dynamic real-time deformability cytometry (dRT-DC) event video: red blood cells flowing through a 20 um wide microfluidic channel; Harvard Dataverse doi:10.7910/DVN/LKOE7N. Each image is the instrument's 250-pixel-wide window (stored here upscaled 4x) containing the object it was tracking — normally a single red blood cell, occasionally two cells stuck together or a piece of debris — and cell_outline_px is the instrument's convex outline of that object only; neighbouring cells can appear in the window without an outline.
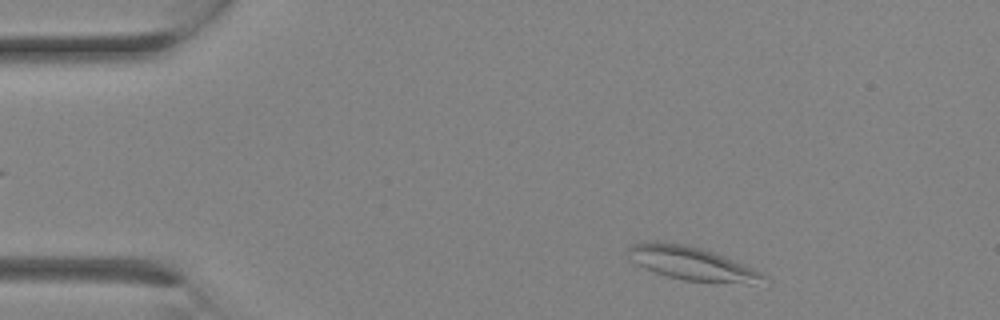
{"species": "Egyptian fruit bat (a non-hibernating species)", "species_latin": "Rousettus aegyptiacus", "temperature_condition": "room temperature", "stored_images_in_passage": 23, "camera_frame_rate_fps": 3000, "um_per_image_px": 0.085, "animal": {"sex": "female"}, "frame": {"image": 1, "passage_image": 1, "time_ms": 0.0, "image_size_px": [1000, 320], "cell_outline_px": [[768, 276], [752, 284], [744, 284], [684, 280], [668, 276], [644, 268], [636, 264], [632, 260], [628, 248], [636, 244], [684, 244], [700, 248], [724, 256], [764, 272]], "centroid_in_image_um": [58.92, 22.44], "position_along_channel_um": 26.1, "area_um2": 25.43}}
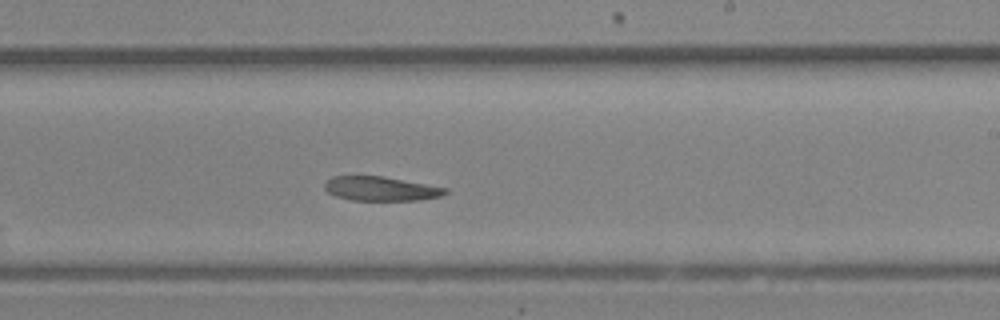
{"frame": {"image": 2, "passage_image": 13, "time_ms": 4.0, "image_size_px": [1000, 320], "cell_outline_px": [[448, 192], [440, 196], [420, 200], [352, 200], [336, 196], [328, 192], [324, 188], [324, 184], [332, 176], [384, 176], [448, 188]], "centroid_in_image_um": [32.38, 16.03], "position_along_channel_um": 256.6, "area_um2": 16.99}}
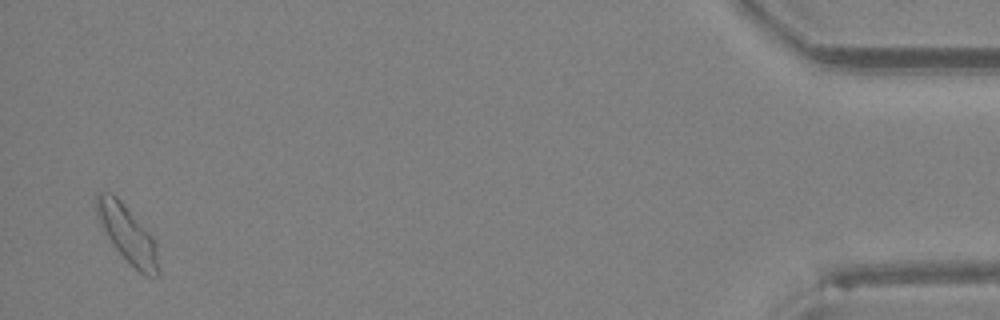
{"frame": {"image": 3, "passage_image": 23, "time_ms": 7.333, "image_size_px": [1000, 320], "cell_outline_px": [[160, 276], [144, 276], [116, 248], [108, 236], [96, 212], [96, 196], [100, 192], [112, 192], [120, 200], [156, 240], [160, 272]], "centroid_in_image_um": [10.89, 19.91], "position_along_channel_um": 424.3, "area_um2": 20.11}}